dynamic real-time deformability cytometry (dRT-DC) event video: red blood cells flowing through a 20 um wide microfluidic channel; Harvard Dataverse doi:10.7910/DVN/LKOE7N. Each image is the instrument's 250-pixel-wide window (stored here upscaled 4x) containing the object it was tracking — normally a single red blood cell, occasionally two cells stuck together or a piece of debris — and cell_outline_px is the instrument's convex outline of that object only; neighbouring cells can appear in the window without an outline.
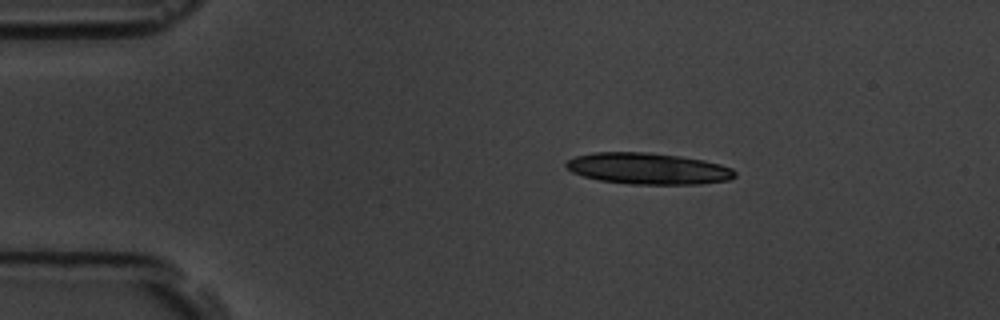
{"species": "common noctule bat (a hibernating species)", "species_latin": "Nyctalus noctula", "temperature_condition": "room temperature", "stored_images_in_passage": 11, "camera_frame_rate_fps": 3000, "um_per_image_px": 0.085, "animal": {"sex": "male", "body_mass_g": 19.5, "forearm_length_mm": 54.6}, "frame": {"image": 1, "passage_image": 1, "time_ms": 0.0, "image_size_px": [1000, 320], "cell_outline_px": [[736, 176], [728, 180], [700, 184], [632, 184], [600, 180], [584, 176], [572, 172], [564, 164], [568, 160], [576, 156], [592, 152], [648, 152], [680, 156], [704, 160], [720, 164], [732, 168], [736, 172]], "centroid_in_image_um": [55.1, 14.32], "position_along_channel_um": 29.9, "area_um2": 30.81}}